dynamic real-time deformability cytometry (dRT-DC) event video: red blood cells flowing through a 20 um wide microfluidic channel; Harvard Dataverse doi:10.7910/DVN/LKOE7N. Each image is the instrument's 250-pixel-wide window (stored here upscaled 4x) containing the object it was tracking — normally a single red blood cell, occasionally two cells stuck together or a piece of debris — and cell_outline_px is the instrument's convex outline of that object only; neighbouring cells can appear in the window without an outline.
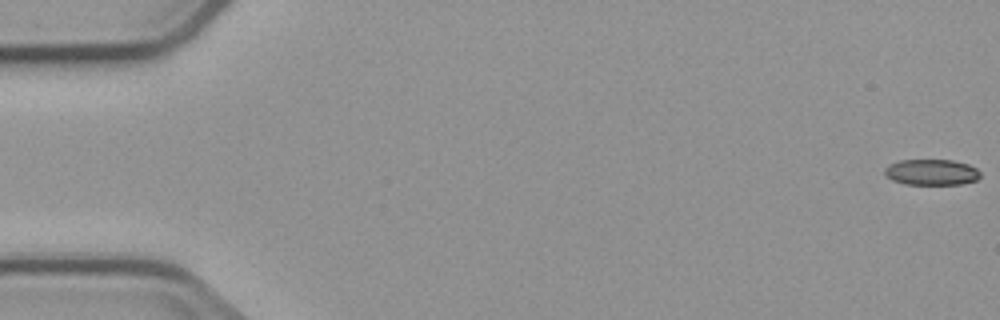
{"species": "common noctule bat (a hibernating species)", "species_latin": "Nyctalus noctula", "temperature_condition": "cold", "stored_images_in_passage": 6, "camera_frame_rate_fps": 3000, "um_per_image_px": 0.085, "animal": {"sex": "male", "body_mass_g": 23.1, "forearm_length_mm": 52.7}, "frame": {"image": 1, "passage_image": 1, "time_ms": 0.0, "image_size_px": [1000, 320], "cell_outline_px": [[980, 176], [976, 180], [960, 184], [904, 184], [892, 180], [884, 172], [884, 168], [888, 164], [900, 160], [952, 160], [968, 164], [976, 168], [980, 172]], "centroid_in_image_um": [79.16, 14.63], "position_along_channel_um": 5.8, "area_um2": 14.39}}
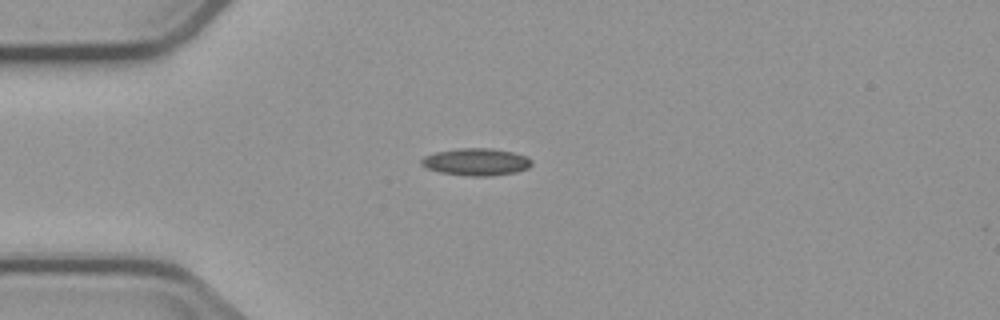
{"frame": {"image": 2, "passage_image": 5, "time_ms": 4.667, "image_size_px": [1000, 320], "cell_outline_px": [[532, 164], [528, 168], [516, 172], [492, 176], [464, 176], [440, 172], [428, 168], [420, 164], [420, 160], [424, 156], [436, 152], [456, 148], [492, 148], [512, 152], [528, 156], [532, 160]], "centroid_in_image_um": [40.49, 13.76], "position_along_channel_um": 44.5, "area_um2": 17.69}}
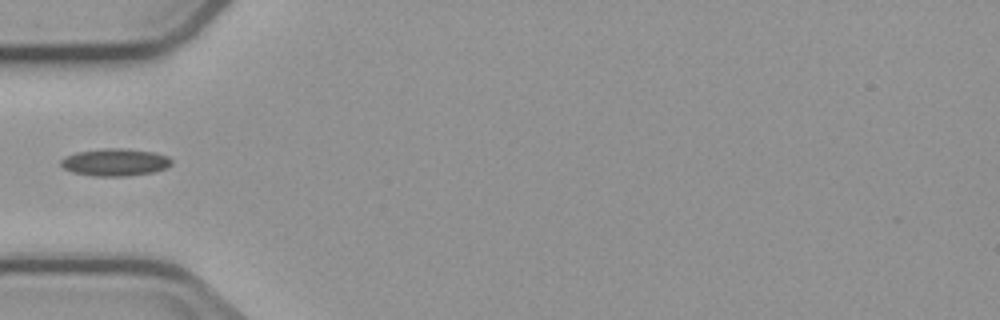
{"frame": {"image": 3, "passage_image": 6, "time_ms": 6.0, "image_size_px": [1000, 320], "cell_outline_px": [[172, 164], [164, 168], [152, 172], [128, 176], [92, 176], [72, 172], [64, 168], [60, 164], [60, 160], [64, 156], [76, 152], [104, 148], [120, 148], [152, 152], [168, 156], [172, 160]], "centroid_in_image_um": [9.74, 13.79], "position_along_channel_um": 75.3, "area_um2": 17.63}}